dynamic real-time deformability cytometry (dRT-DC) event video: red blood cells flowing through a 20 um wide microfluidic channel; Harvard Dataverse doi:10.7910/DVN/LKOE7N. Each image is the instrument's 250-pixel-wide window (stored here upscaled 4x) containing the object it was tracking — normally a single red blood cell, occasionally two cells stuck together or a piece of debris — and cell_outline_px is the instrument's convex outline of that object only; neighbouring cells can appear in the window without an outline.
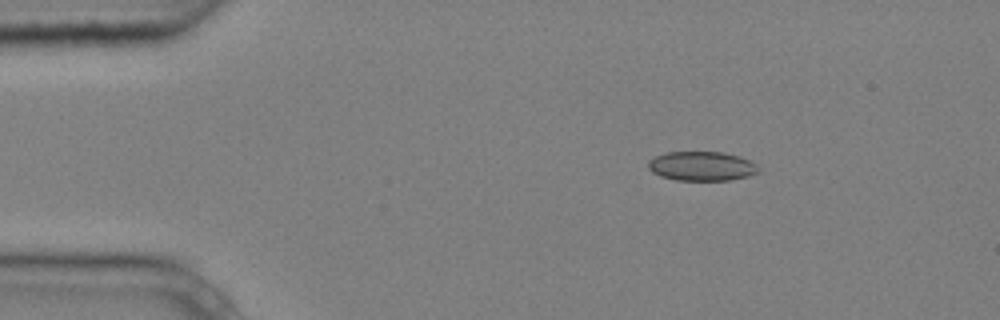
{"species": "common noctule bat (a hibernating species)", "species_latin": "Nyctalus noctula", "temperature_condition": "cold", "stored_images_in_passage": 2, "camera_frame_rate_fps": 3000, "um_per_image_px": 0.085, "animal": {"sex": "male", "body_mass_g": 20.4}, "frame": {"image": 1, "passage_image": 1, "time_ms": 0.0, "image_size_px": [1000, 320], "cell_outline_px": [[760, 172], [748, 176], [728, 180], [676, 180], [660, 176], [652, 172], [648, 168], [648, 160], [664, 152], [724, 152], [740, 156], [756, 164], [760, 168]], "centroid_in_image_um": [59.65, 14.12], "position_along_channel_um": 25.4, "area_um2": 18.96}}